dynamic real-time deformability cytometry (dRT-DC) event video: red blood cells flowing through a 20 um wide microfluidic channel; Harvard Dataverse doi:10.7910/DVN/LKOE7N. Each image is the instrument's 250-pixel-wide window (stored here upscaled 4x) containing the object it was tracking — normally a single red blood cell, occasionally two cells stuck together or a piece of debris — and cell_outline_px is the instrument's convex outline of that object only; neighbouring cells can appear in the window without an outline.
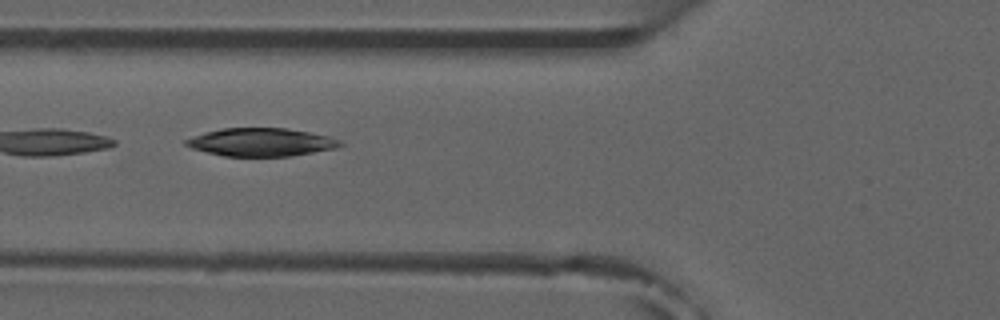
{"species": "common noctule bat (a hibernating species)", "species_latin": "Nyctalus noctula", "temperature_condition": "room temperature", "stored_images_in_passage": 7, "camera_frame_rate_fps": 3000, "um_per_image_px": 0.085, "animal": {"sex": "male", "forearm_length_mm": 52.5}, "frame": {"image": 1, "passage_image": 5, "time_ms": 4.667, "image_size_px": [1000, 320], "cell_outline_px": [[344, 144], [336, 148], [288, 156], [224, 156], [192, 148], [184, 144], [184, 140], [192, 136], [204, 132], [224, 128], [288, 128], [328, 136], [340, 140]], "centroid_in_image_um": [22.18, 12.08], "position_along_channel_um": 103.6, "area_um2": 25.09}}
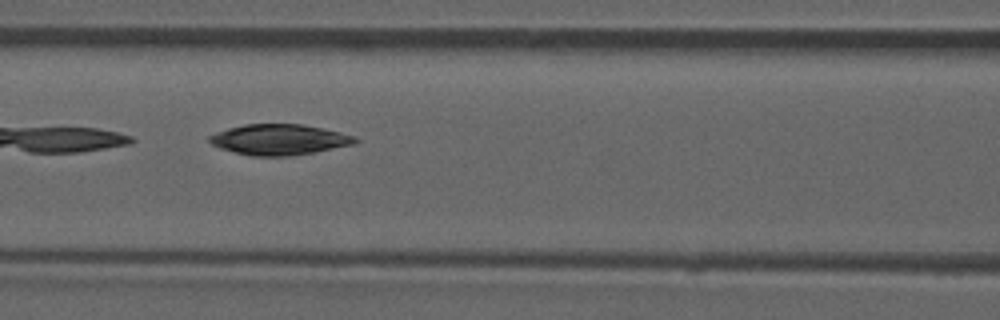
{"frame": {"image": 2, "passage_image": 6, "time_ms": 5.667, "image_size_px": [1000, 320], "cell_outline_px": [[360, 140], [352, 144], [316, 152], [288, 156], [252, 156], [220, 148], [212, 144], [208, 140], [208, 136], [216, 132], [228, 128], [244, 124], [300, 124], [340, 132], [356, 136]], "centroid_in_image_um": [23.72, 11.86], "position_along_channel_um": 142.9, "area_um2": 25.89}}